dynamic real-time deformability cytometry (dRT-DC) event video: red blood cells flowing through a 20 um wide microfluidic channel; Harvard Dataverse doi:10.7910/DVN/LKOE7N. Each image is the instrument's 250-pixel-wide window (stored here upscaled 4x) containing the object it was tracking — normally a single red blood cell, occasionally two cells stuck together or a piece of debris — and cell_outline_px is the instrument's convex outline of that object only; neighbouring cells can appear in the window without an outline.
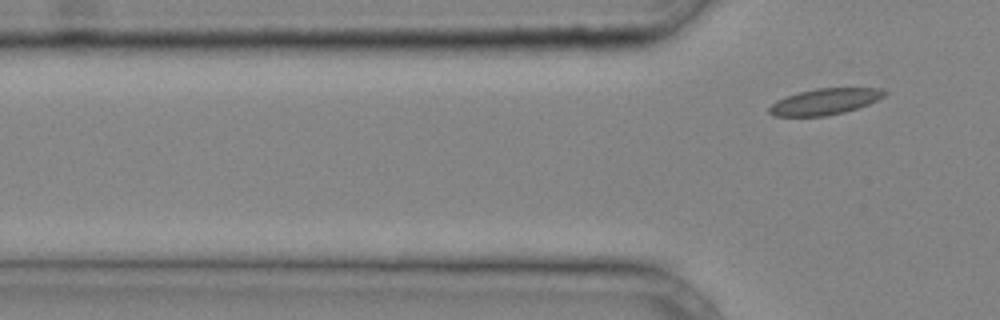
{"species": "common noctule bat (a hibernating species)", "species_latin": "Nyctalus noctula", "temperature_condition": "cold", "stored_images_in_passage": 3, "camera_frame_rate_fps": 3000, "um_per_image_px": 0.085, "animal": {"sex": "male", "body_mass_g": 20.4}, "frame": {"image": 1, "passage_image": 3, "time_ms": 0.667, "image_size_px": [1000, 320], "cell_outline_px": [[888, 92], [884, 96], [868, 104], [844, 112], [824, 116], [772, 116], [768, 112], [768, 108], [776, 100], [800, 92], [816, 88], [880, 88]], "centroid_in_image_um": [70.09, 8.63], "position_along_channel_um": 55.7, "area_um2": 17.4}}